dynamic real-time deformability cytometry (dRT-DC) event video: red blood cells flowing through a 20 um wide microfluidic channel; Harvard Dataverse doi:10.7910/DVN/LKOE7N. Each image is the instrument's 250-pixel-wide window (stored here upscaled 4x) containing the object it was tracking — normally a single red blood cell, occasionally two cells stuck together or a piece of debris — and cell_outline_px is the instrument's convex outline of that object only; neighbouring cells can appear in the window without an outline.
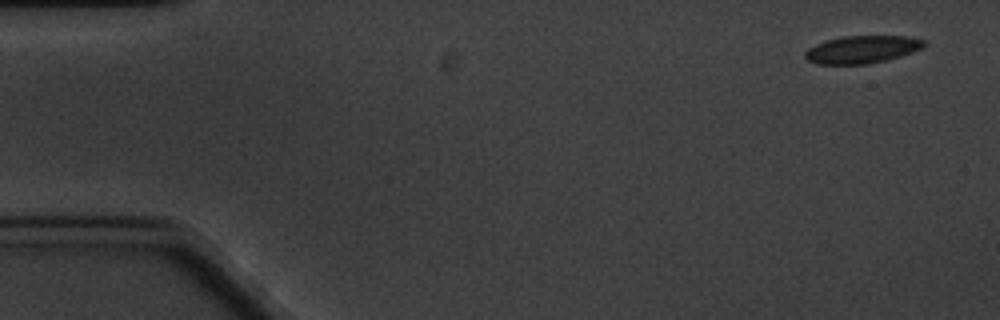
{"species": "common noctule bat (a hibernating species)", "species_latin": "Nyctalus noctula", "temperature_condition": "cold", "stored_images_in_passage": 4, "camera_frame_rate_fps": 3000, "um_per_image_px": 0.085, "animal": {"sex": "male", "body_mass_g": 20.1, "forearm_length_mm": 53.5}, "frame": {"image": 1, "passage_image": 1, "time_ms": 0.0, "image_size_px": [1000, 320], "cell_outline_px": [[928, 44], [924, 48], [888, 60], [868, 64], [816, 64], [808, 60], [804, 56], [804, 52], [808, 48], [824, 40], [844, 36], [908, 36], [928, 40]], "centroid_in_image_um": [73.32, 4.2], "position_along_channel_um": 11.7, "area_um2": 19.48}}
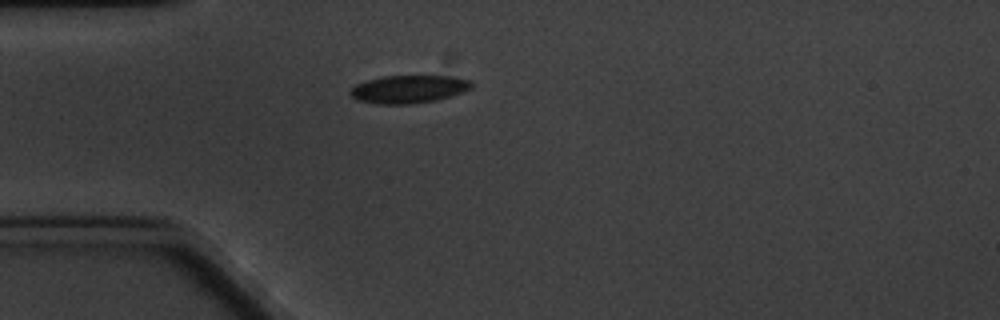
{"frame": {"image": 2, "passage_image": 4, "time_ms": 4.333, "image_size_px": [1000, 320], "cell_outline_px": [[472, 88], [436, 100], [408, 104], [376, 104], [356, 100], [348, 92], [356, 84], [380, 76], [448, 76], [472, 80]], "centroid_in_image_um": [34.69, 7.57], "position_along_channel_um": 50.3, "area_um2": 19.59}}